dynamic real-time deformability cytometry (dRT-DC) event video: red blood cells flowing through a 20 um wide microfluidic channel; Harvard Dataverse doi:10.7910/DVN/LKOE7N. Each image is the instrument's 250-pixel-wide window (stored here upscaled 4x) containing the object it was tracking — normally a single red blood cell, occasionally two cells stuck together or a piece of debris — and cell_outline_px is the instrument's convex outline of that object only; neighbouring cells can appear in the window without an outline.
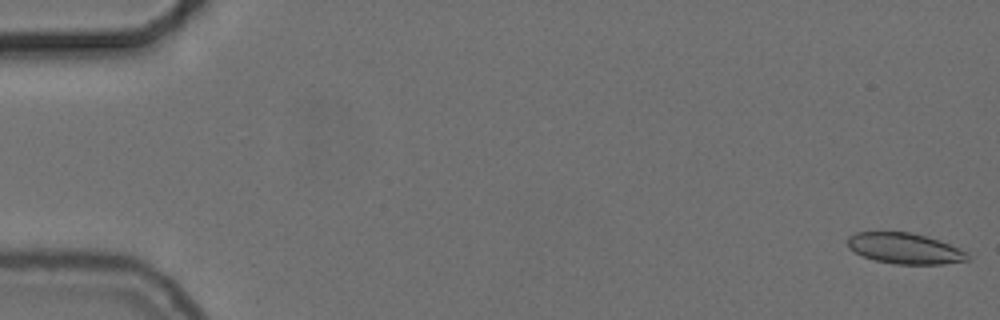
{"species": "common noctule bat (a hibernating species)", "species_latin": "Nyctalus noctula", "temperature_condition": "cold", "stored_images_in_passage": 14, "camera_frame_rate_fps": 3000, "um_per_image_px": 0.085, "animal": {"sex": "female", "body_mass_g": 24.6, "forearm_length_mm": 56.2}, "frame": {"image": 1, "passage_image": 1, "time_ms": 0.0, "image_size_px": [1000, 320], "cell_outline_px": [[972, 260], [944, 264], [896, 264], [876, 260], [864, 256], [848, 248], [848, 236], [856, 232], [908, 232], [928, 236], [968, 252]], "centroid_in_image_um": [76.95, 21.12], "position_along_channel_um": 8.1, "area_um2": 21.5}}